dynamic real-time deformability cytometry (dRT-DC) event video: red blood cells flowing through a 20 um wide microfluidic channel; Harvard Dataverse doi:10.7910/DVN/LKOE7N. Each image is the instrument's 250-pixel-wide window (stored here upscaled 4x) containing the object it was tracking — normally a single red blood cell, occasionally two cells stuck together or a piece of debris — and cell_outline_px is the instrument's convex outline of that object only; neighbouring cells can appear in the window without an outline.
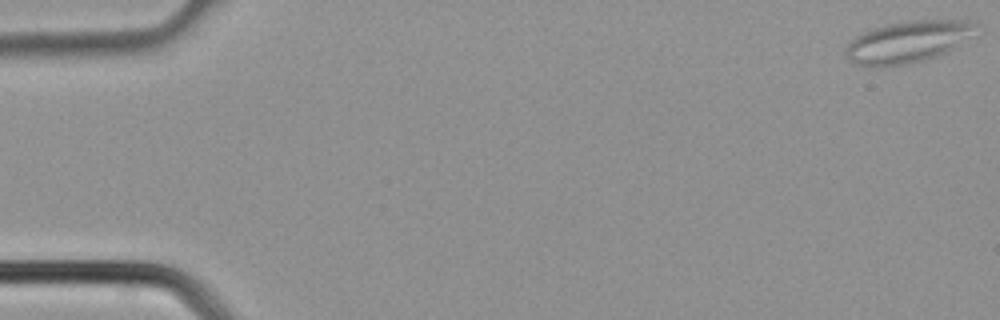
{"species": "common noctule bat (a hibernating species)", "species_latin": "Nyctalus noctula", "temperature_condition": "cold", "stored_images_in_passage": 3, "camera_frame_rate_fps": 3000, "um_per_image_px": 0.085, "animal": {"sex": "male", "body_mass_g": 21.5, "forearm_length_mm": 52.0}, "frame": {"image": 1, "passage_image": 1, "time_ms": 0.0, "image_size_px": [1000, 320], "cell_outline_px": [[976, 24], [968, 36], [952, 48], [936, 56], [924, 60], [908, 64], [856, 64], [848, 60], [844, 56], [844, 48], [856, 36], [872, 28], [884, 24], [908, 20], [976, 20]], "centroid_in_image_um": [77.1, 3.52], "position_along_channel_um": 7.9, "area_um2": 30.87}}